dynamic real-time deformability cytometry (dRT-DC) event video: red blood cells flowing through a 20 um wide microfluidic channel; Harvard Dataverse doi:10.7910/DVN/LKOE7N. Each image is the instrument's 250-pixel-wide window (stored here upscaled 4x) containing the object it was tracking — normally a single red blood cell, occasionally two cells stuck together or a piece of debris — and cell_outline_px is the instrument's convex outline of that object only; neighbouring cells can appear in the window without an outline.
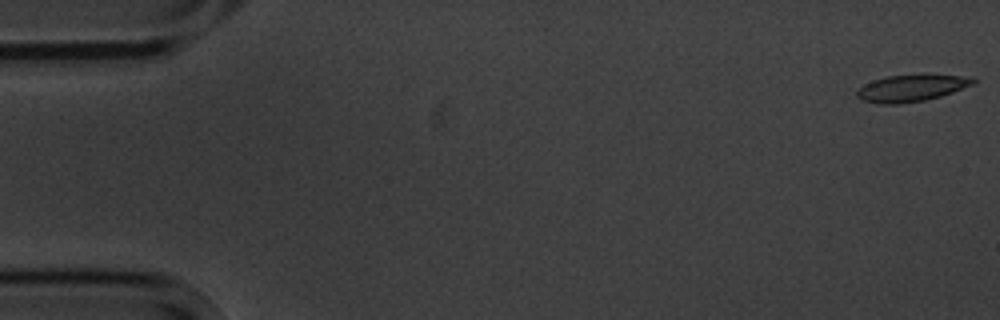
{"species": "common noctule bat (a hibernating species)", "species_latin": "Nyctalus noctula", "temperature_condition": "cold", "stored_images_in_passage": 5, "camera_frame_rate_fps": 3000, "um_per_image_px": 0.085, "animal": {"sex": "male", "body_mass_g": 20.1, "forearm_length_mm": 53.5}, "frame": {"image": 1, "passage_image": 1, "time_ms": 0.0, "image_size_px": [1000, 320], "cell_outline_px": [[976, 80], [972, 84], [952, 92], [940, 96], [924, 100], [900, 104], [880, 104], [860, 100], [856, 96], [856, 92], [864, 84], [872, 80], [888, 76], [920, 72], [928, 72], [960, 76]], "centroid_in_image_um": [77.42, 7.45], "position_along_channel_um": 7.6, "area_um2": 18.61}}
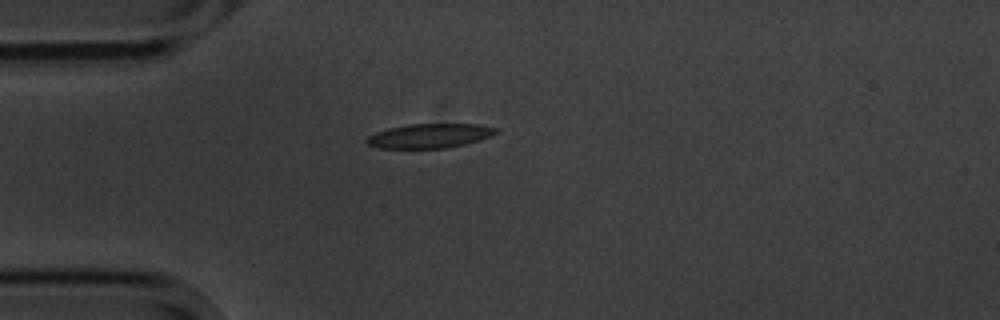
{"frame": {"image": 2, "passage_image": 5, "time_ms": 4.667, "image_size_px": [1000, 320], "cell_outline_px": [[500, 132], [492, 136], [464, 144], [444, 148], [376, 148], [368, 144], [364, 140], [368, 136], [376, 132], [388, 128], [408, 124], [476, 124], [496, 128]], "centroid_in_image_um": [36.5, 11.54], "position_along_channel_um": 48.5, "area_um2": 18.32}}